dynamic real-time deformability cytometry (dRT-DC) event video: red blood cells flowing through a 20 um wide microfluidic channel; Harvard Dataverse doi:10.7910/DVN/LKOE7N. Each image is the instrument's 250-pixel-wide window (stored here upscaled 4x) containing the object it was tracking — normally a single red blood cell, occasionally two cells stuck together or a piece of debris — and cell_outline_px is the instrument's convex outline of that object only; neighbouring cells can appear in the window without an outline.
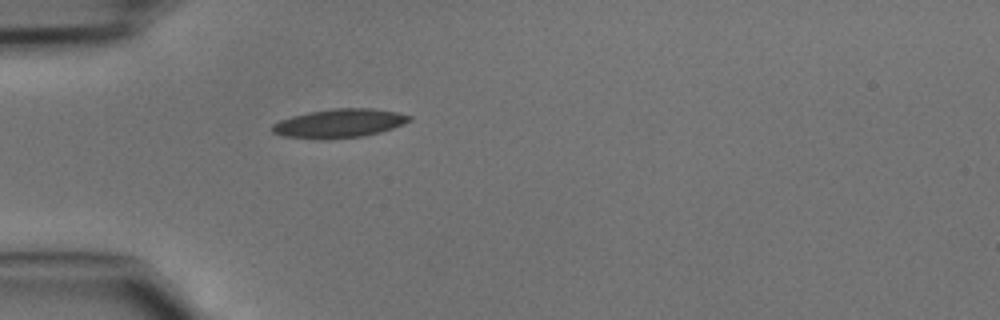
{"species": "common noctule bat (a hibernating species)", "species_latin": "Nyctalus noctula", "temperature_condition": "cold", "stored_images_in_passage": 33, "camera_frame_rate_fps": 3000, "um_per_image_px": 0.085, "animal": {"sex": "male", "body_mass_g": 15.6}, "frame": {"image": 1, "passage_image": 1, "time_ms": 0.0, "image_size_px": [1000, 320], "cell_outline_px": [[412, 120], [392, 128], [380, 132], [364, 136], [328, 140], [324, 140], [284, 136], [272, 132], [272, 124], [280, 120], [292, 116], [308, 112], [336, 108], [372, 108], [396, 112], [412, 116]], "centroid_in_image_um": [28.84, 10.49], "position_along_channel_um": 56.2, "area_um2": 23.06}}
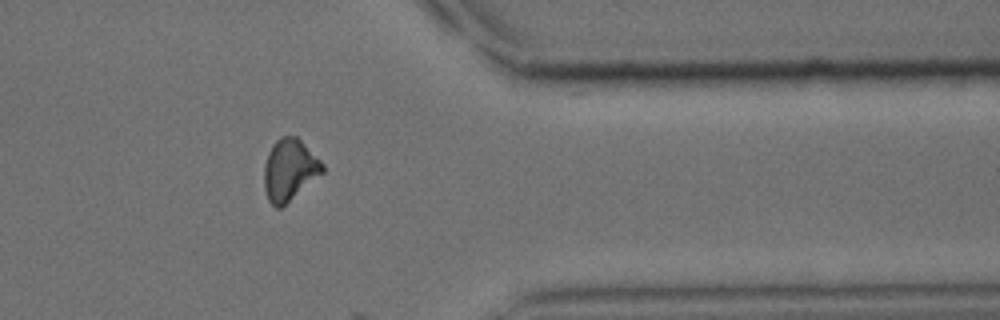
{"frame": {"image": 2, "passage_image": 25, "time_ms": 8.0, "image_size_px": [1000, 320], "cell_outline_px": [[324, 172], [280, 208], [276, 208], [268, 200], [264, 188], [264, 164], [268, 152], [272, 144], [280, 136], [296, 136], [324, 164]], "centroid_in_image_um": [24.59, 14.43], "position_along_channel_um": 386.8, "area_um2": 20.81}}
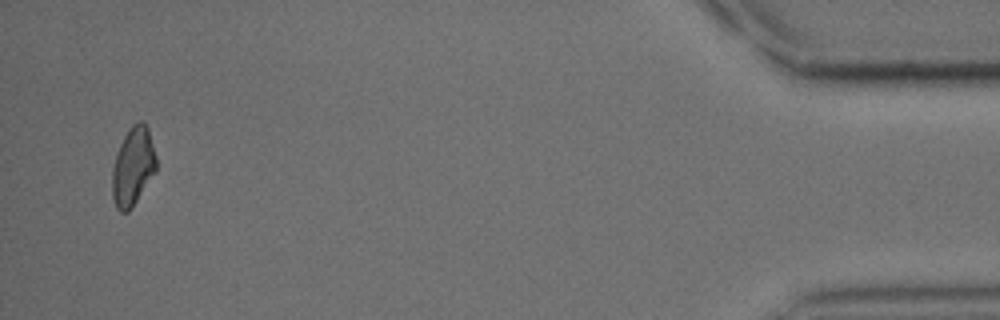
{"frame": {"image": 3, "passage_image": 32, "time_ms": 10.333, "image_size_px": [1000, 320], "cell_outline_px": [[156, 172], [132, 208], [128, 212], [120, 212], [116, 208], [112, 196], [112, 168], [116, 152], [124, 136], [132, 124], [140, 120], [144, 120], [148, 128], [156, 156]], "centroid_in_image_um": [11.3, 14.16], "position_along_channel_um": 423.9, "area_um2": 20.4}}